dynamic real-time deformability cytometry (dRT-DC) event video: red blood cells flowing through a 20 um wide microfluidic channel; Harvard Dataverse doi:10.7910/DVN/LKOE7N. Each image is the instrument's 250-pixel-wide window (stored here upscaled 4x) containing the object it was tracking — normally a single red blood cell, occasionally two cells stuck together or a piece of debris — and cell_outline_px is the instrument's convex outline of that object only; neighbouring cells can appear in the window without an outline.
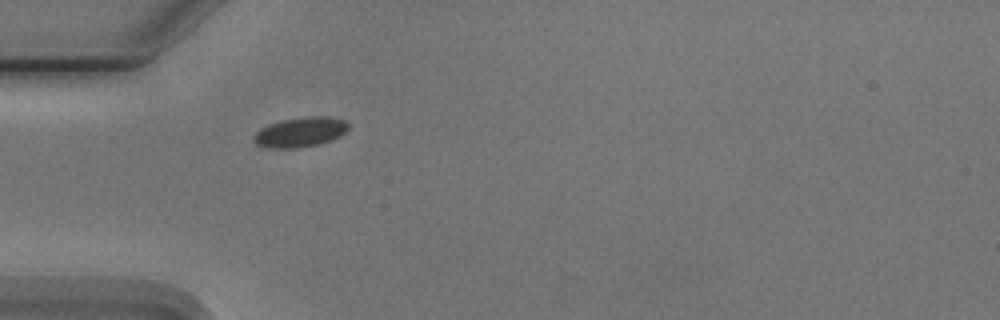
{"species": "Egyptian fruit bat (a non-hibernating species)", "species_latin": "Rousettus aegyptiacus", "temperature_condition": "cold", "stored_images_in_passage": 1, "camera_frame_rate_fps": 3000, "um_per_image_px": 0.085, "animal": {"sex": "male"}, "frame": {"image": 1, "passage_image": 1, "time_ms": 0.0, "image_size_px": [1000, 320], "cell_outline_px": [[348, 128], [340, 136], [316, 144], [296, 148], [268, 148], [256, 144], [252, 140], [252, 136], [256, 132], [272, 124], [284, 120], [308, 116], [328, 116], [344, 120], [348, 124]], "centroid_in_image_um": [25.51, 11.23], "position_along_channel_um": 59.5, "area_um2": 16.07}}